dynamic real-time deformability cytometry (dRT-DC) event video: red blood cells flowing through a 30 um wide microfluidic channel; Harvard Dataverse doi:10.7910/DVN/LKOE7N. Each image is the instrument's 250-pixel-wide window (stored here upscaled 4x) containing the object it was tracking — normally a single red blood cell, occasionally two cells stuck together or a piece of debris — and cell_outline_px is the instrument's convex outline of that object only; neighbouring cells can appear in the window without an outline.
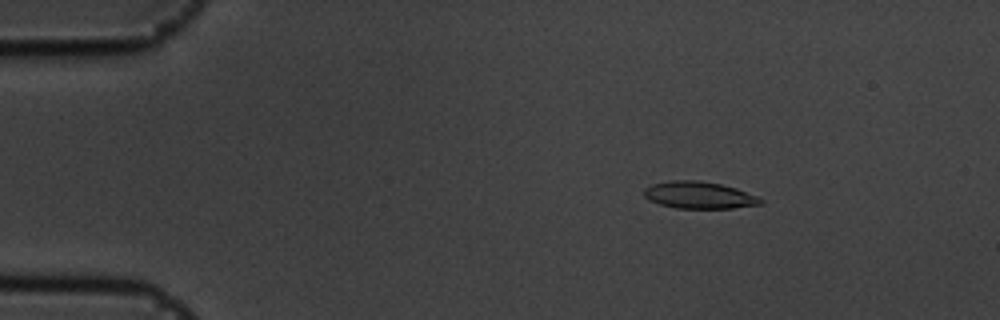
{"species": "common noctule bat (a hibernating species)", "species_latin": "Nyctalus noctula", "temperature_condition": "cold", "stored_images_in_passage": 56, "camera_frame_rate_fps": 3000, "um_per_image_px": 0.085, "animal": {"sex": "male", "body_mass_g": 19.5, "forearm_length_mm": 54.6}, "frame": {"image": 1, "passage_image": 9, "time_ms": 2.667, "image_size_px": [1000, 320], "cell_outline_px": [[764, 204], [732, 208], [676, 208], [660, 204], [648, 200], [644, 196], [644, 188], [652, 184], [668, 180], [696, 180], [720, 184], [736, 188], [756, 196], [764, 200]], "centroid_in_image_um": [59.41, 16.58], "position_along_channel_um": 25.6, "area_um2": 18.38}}
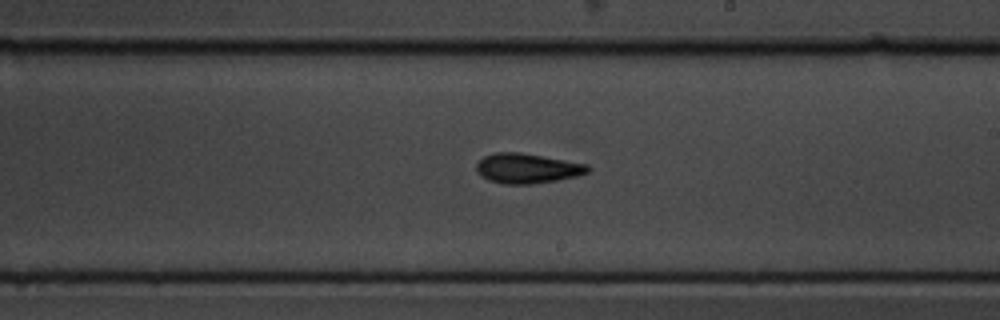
{"frame": {"image": 2, "passage_image": 33, "time_ms": 10.667, "image_size_px": [1000, 320], "cell_outline_px": [[592, 168], [588, 172], [576, 176], [556, 180], [532, 184], [504, 184], [488, 180], [480, 176], [476, 172], [476, 164], [484, 156], [492, 152], [520, 152], [588, 164]], "centroid_in_image_um": [44.78, 14.3], "position_along_channel_um": 244.2, "area_um2": 19.54}}
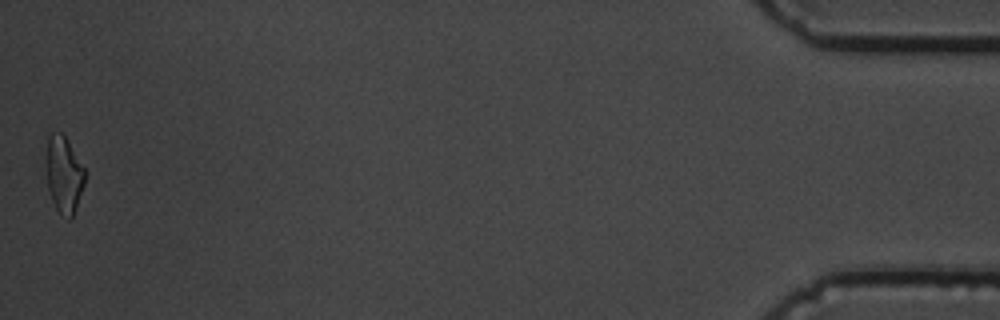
{"frame": {"image": 3, "passage_image": 56, "time_ms": 18.333, "image_size_px": [1000, 320], "cell_outline_px": [[84, 184], [76, 208], [72, 216], [68, 220], [56, 208], [52, 200], [48, 188], [48, 136], [52, 132], [60, 132], [64, 136], [84, 168]], "centroid_in_image_um": [5.45, 14.87], "position_along_channel_um": 429.8, "area_um2": 16.47}, "authors_computed_cell_mechanics": {"area_um2": 18.4093, "velocity_mm_per_s": 3.6007, "shape_relaxation_time_tau1_ms": 2.9928, "shape_relaxation_time_tau2_ms": 4.2629, "deformation_change_tau1": 0.1168, "deformation_change_tau2": 0.132}}